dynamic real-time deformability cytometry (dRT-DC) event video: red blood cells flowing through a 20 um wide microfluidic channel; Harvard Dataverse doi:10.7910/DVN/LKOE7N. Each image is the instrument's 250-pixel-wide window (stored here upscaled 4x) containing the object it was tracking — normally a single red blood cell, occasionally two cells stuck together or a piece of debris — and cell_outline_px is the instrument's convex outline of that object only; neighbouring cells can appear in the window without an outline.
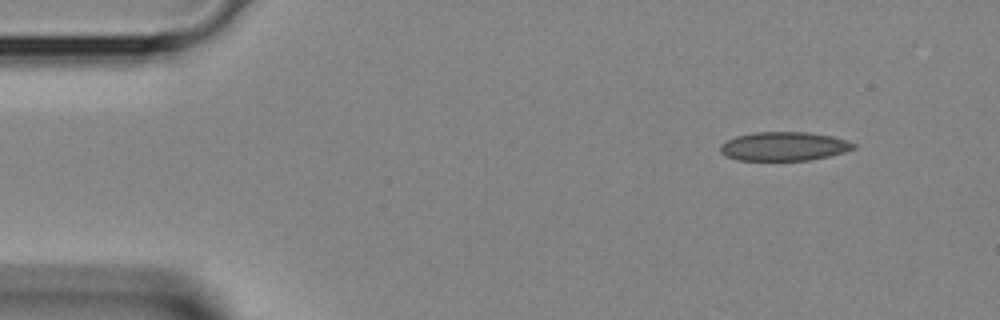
{"species": "Egyptian fruit bat (a non-hibernating species)", "species_latin": "Rousettus aegyptiacus", "temperature_condition": "room temperature", "stored_images_in_passage": 3, "camera_frame_rate_fps": 3000, "um_per_image_px": 0.085, "animal": {"sex": "female"}, "frame": {"image": 1, "passage_image": 1, "time_ms": 0.0, "image_size_px": [1000, 320], "cell_outline_px": [[856, 148], [844, 152], [828, 156], [808, 160], [736, 160], [724, 156], [720, 152], [720, 144], [736, 136], [756, 132], [808, 132], [832, 136], [856, 144]], "centroid_in_image_um": [66.6, 12.44], "position_along_channel_um": 18.4, "area_um2": 22.37}}
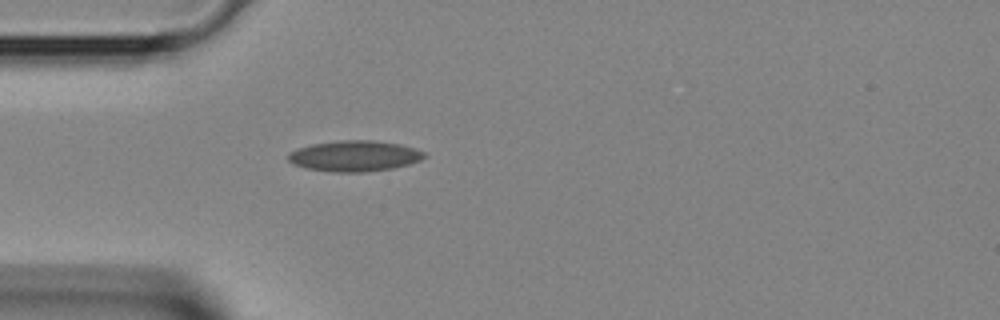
{"frame": {"image": 2, "passage_image": 3, "time_ms": 0.667, "image_size_px": [1000, 320], "cell_outline_px": [[428, 156], [420, 160], [408, 164], [392, 168], [364, 172], [332, 172], [308, 168], [296, 164], [288, 160], [288, 156], [292, 152], [300, 148], [312, 144], [340, 140], [372, 140], [400, 144], [424, 152]], "centroid_in_image_um": [30.17, 13.26], "position_along_channel_um": 54.8, "area_um2": 24.04}}